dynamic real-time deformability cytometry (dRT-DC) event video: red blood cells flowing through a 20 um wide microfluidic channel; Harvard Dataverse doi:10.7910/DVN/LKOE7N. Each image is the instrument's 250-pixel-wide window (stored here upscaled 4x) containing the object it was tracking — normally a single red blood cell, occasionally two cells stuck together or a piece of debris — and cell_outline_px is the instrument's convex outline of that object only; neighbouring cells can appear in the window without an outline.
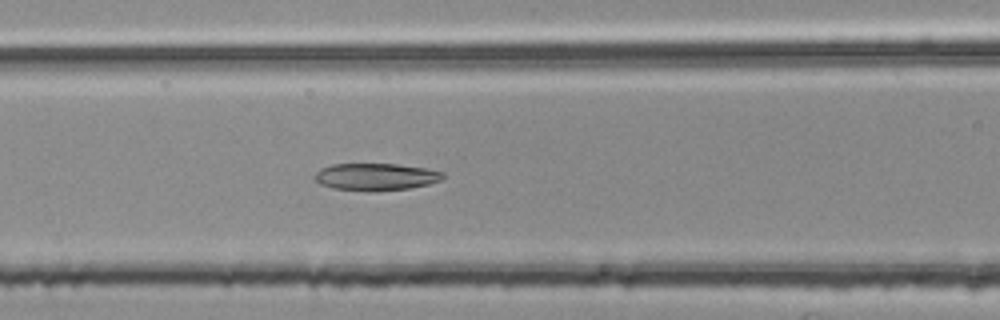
{"species": "common noctule bat (a hibernating species)", "species_latin": "Nyctalus noctula", "temperature_condition": "room temperature", "stored_images_in_passage": 42, "camera_frame_rate_fps": 3000, "um_per_image_px": 0.085, "animal": {"sex": "female", "body_mass_g": 25.1}, "frame": {"image": 1, "passage_image": 18, "time_ms": 5.667, "image_size_px": [1000, 320], "cell_outline_px": [[444, 176], [440, 180], [428, 184], [408, 188], [376, 192], [368, 192], [332, 188], [320, 184], [316, 180], [316, 172], [320, 168], [332, 164], [396, 164], [424, 168], [444, 172]], "centroid_in_image_um": [31.92, 15.04], "position_along_channel_um": 134.7, "area_um2": 20.35}}
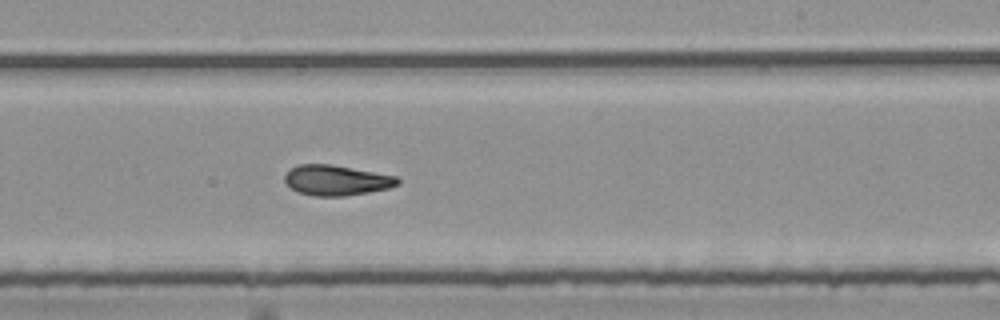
{"frame": {"image": 2, "passage_image": 28, "time_ms": 9.0, "image_size_px": [1000, 320], "cell_outline_px": [[400, 184], [388, 188], [368, 192], [344, 196], [312, 196], [300, 192], [292, 188], [284, 180], [284, 176], [296, 164], [332, 164], [396, 176], [400, 180]], "centroid_in_image_um": [28.6, 15.32], "position_along_channel_um": 260.4, "area_um2": 19.83}}
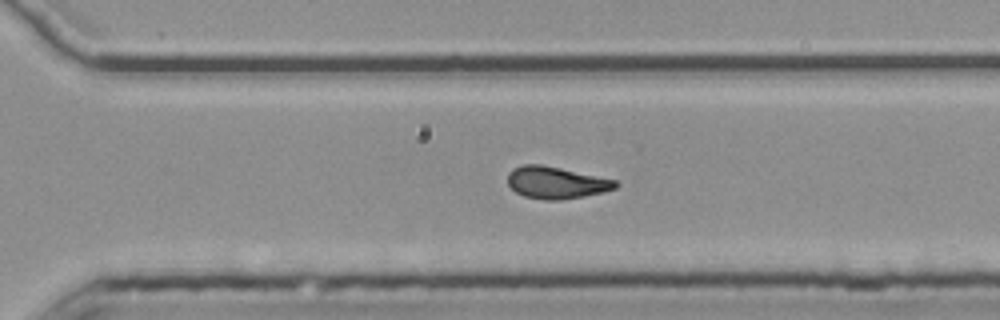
{"frame": {"image": 3, "passage_image": 33, "time_ms": 10.667, "image_size_px": [1000, 320], "cell_outline_px": [[620, 184], [616, 188], [604, 192], [584, 196], [560, 200], [544, 200], [524, 196], [516, 192], [508, 184], [508, 172], [512, 168], [524, 164], [540, 164], [560, 168], [616, 180]], "centroid_in_image_um": [47.27, 15.52], "position_along_channel_um": 323.3, "area_um2": 20.11}, "authors_computed_cell_mechanics": {"area_um2": 20.1144, "velocity_mm_per_s": 3.7842, "shape_relaxation_time_tau1_ms": null, "shape_relaxation_time_tau2_ms": 4.5159, "deformation_change_tau1": null, "deformation_change_tau2": 0.121}}